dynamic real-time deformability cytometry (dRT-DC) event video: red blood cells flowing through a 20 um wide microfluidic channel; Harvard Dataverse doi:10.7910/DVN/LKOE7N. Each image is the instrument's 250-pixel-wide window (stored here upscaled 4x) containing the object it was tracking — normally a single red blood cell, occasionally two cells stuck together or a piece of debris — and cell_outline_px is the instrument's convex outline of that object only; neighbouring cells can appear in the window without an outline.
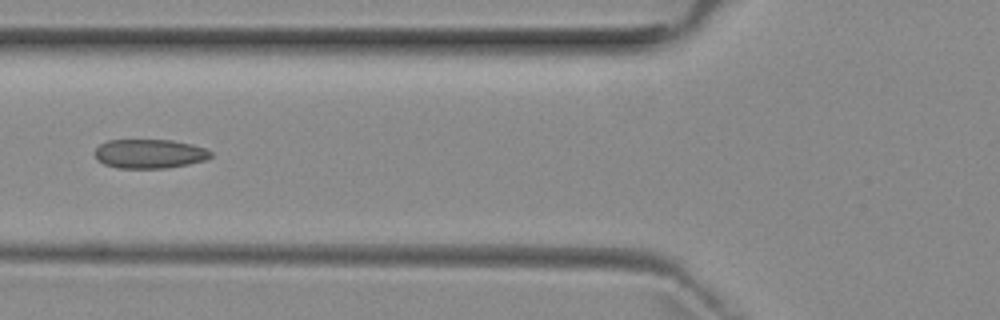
{"species": "common noctule bat (a hibernating species)", "species_latin": "Nyctalus noctula", "temperature_condition": "room temperature", "stored_images_in_passage": 6, "camera_frame_rate_fps": 3000, "um_per_image_px": 0.085, "animal": {"sex": "female", "body_mass_g": 29.2, "forearm_length_mm": 56.3}, "frame": {"image": 1, "passage_image": 6, "time_ms": 6.0, "image_size_px": [1000, 320], "cell_outline_px": [[212, 156], [204, 160], [188, 164], [168, 168], [116, 168], [104, 164], [96, 160], [96, 148], [100, 144], [108, 140], [172, 140], [192, 144], [204, 148], [212, 152]], "centroid_in_image_um": [12.7, 13.07], "position_along_channel_um": 113.1, "area_um2": 19.71}}